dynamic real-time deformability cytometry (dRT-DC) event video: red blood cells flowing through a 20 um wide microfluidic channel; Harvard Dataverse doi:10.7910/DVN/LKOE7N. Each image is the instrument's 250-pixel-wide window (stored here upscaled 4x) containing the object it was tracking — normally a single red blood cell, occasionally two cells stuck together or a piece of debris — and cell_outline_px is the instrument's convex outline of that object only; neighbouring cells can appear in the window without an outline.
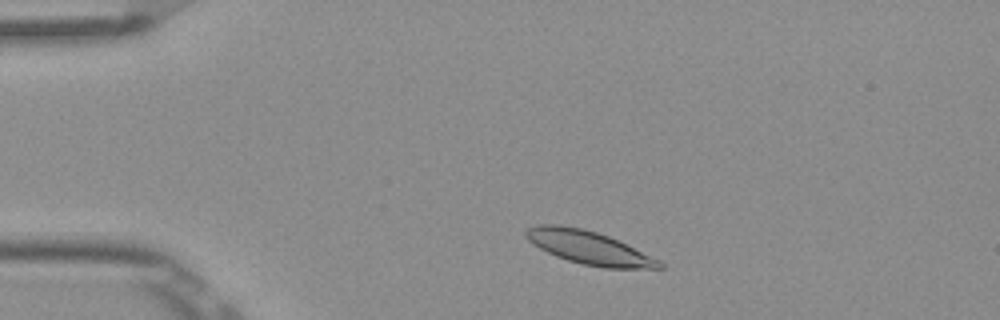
{"species": "Egyptian fruit bat (a non-hibernating species)", "species_latin": "Rousettus aegyptiacus", "temperature_condition": "room temperature", "stored_images_in_passage": 47, "camera_frame_rate_fps": 3000, "um_per_image_px": 0.085, "frame": {"image": 1, "passage_image": 5, "time_ms": 1.333, "image_size_px": [1000, 320], "cell_outline_px": [[668, 268], [604, 268], [584, 264], [568, 260], [556, 256], [532, 244], [524, 236], [524, 232], [528, 228], [540, 224], [560, 224], [584, 228], [608, 236], [660, 260]], "centroid_in_image_um": [50.04, 21.04], "position_along_channel_um": 35.0, "area_um2": 25.78}}
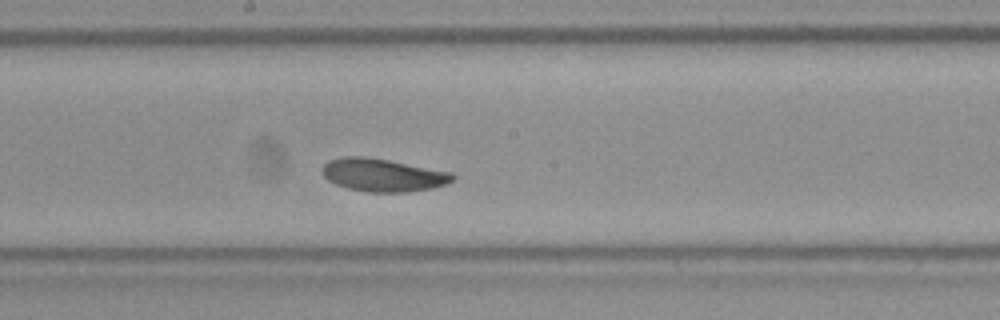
{"frame": {"image": 2, "passage_image": 23, "time_ms": 7.333, "image_size_px": [1000, 320], "cell_outline_px": [[456, 176], [452, 180], [444, 184], [432, 188], [408, 192], [368, 192], [348, 188], [336, 184], [328, 180], [324, 176], [324, 164], [328, 160], [344, 156], [364, 156], [388, 160], [452, 172]], "centroid_in_image_um": [32.55, 14.87], "position_along_channel_um": 215.7, "area_um2": 24.8}}
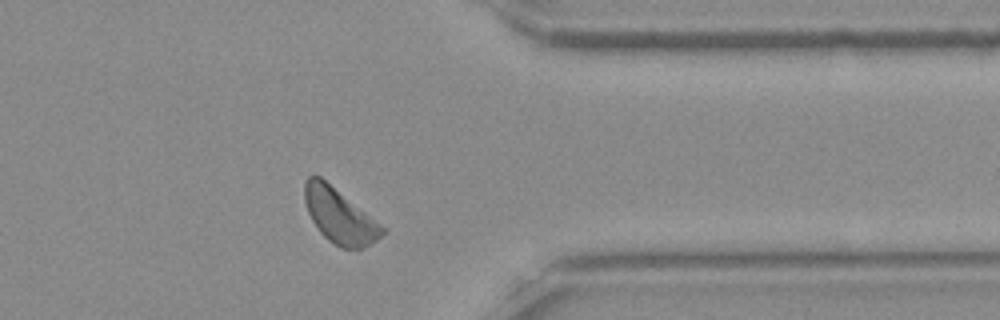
{"frame": {"image": 3, "passage_image": 37, "time_ms": 12.0, "image_size_px": [1000, 320], "cell_outline_px": [[384, 232], [376, 240], [360, 248], [340, 248], [328, 240], [320, 232], [312, 220], [308, 212], [304, 200], [304, 180], [312, 172], [320, 176], [384, 228]], "centroid_in_image_um": [28.77, 18.32], "position_along_channel_um": 382.6, "area_um2": 24.1}, "authors_computed_cell_mechanics": {"area_um2": 24.9696, "velocity_mm_per_s": 3.79, "shape_relaxation_time_tau1_ms": 3.3688, "shape_relaxation_time_tau2_ms": 4.7473, "deformation_change_tau1": 0.0929, "deformation_change_tau2": 0.0967}}